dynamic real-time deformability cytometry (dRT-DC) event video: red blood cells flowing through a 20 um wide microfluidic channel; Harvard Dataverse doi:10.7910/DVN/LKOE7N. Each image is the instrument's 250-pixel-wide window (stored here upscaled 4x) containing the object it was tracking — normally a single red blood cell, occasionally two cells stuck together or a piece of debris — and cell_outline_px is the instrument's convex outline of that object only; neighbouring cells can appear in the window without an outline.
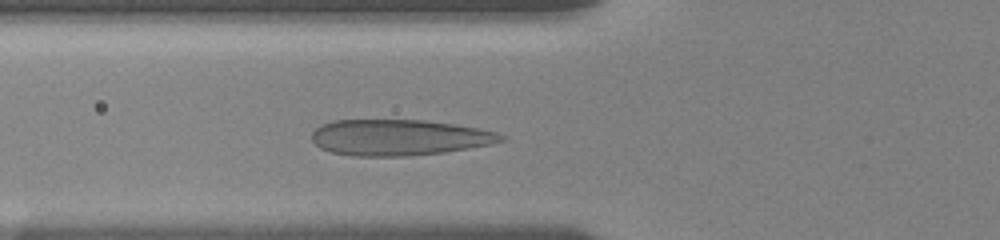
{"species": "human", "species_latin": "Homo sapiens", "temperature_condition": "room temperature", "stored_images_in_passage": 62, "camera_frame_rate_fps": 3000, "um_per_image_px": 0.085, "donor": {"sex": "female"}, "frame": {"image": 1, "passage_image": 21, "time_ms": 4.333, "image_size_px": [1000, 240], "cell_outline_px": [[504, 140], [492, 144], [444, 152], [412, 156], [352, 156], [332, 152], [320, 148], [312, 140], [312, 132], [320, 124], [336, 120], [424, 120], [480, 128], [496, 132], [504, 136]], "centroid_in_image_um": [33.9, 11.69], "position_along_channel_um": 91.9, "area_um2": 39.71}}
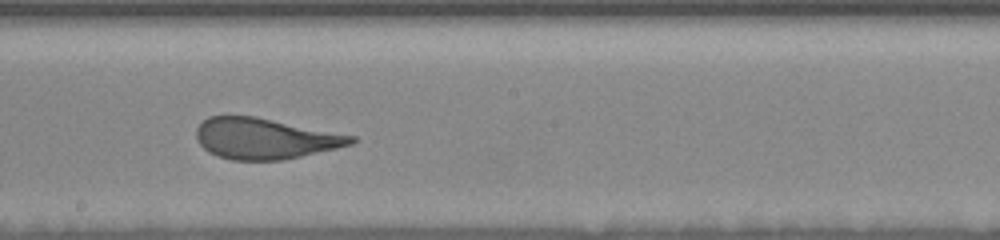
{"frame": {"image": 2, "passage_image": 37, "time_ms": 8.0, "image_size_px": [1000, 240], "cell_outline_px": [[356, 140], [352, 144], [336, 148], [284, 160], [232, 160], [216, 156], [208, 152], [200, 144], [196, 136], [196, 128], [208, 116], [256, 116], [356, 136]], "centroid_in_image_um": [22.5, 11.77], "position_along_channel_um": 225.7, "area_um2": 36.88}}
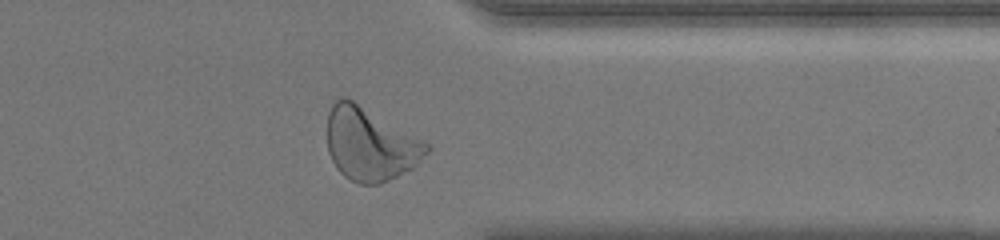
{"frame": {"image": 3, "passage_image": 56, "time_ms": 12.333, "image_size_px": [1000, 240], "cell_outline_px": [[432, 148], [412, 168], [380, 184], [360, 184], [344, 176], [336, 168], [328, 152], [328, 112], [332, 104], [340, 96], [344, 96], [352, 100], [428, 144]], "centroid_in_image_um": [31.42, 12.27], "position_along_channel_um": 380.0, "area_um2": 41.56}, "authors_computed_cell_mechanics": {"area_um2": 38.6393, "velocity_mm_per_s": 3.6274, "shape_relaxation_time_tau1_ms": 4.5357, "shape_relaxation_time_tau2_ms": null, "deformation_change_tau1": 0.1875, "deformation_change_tau2": null}}